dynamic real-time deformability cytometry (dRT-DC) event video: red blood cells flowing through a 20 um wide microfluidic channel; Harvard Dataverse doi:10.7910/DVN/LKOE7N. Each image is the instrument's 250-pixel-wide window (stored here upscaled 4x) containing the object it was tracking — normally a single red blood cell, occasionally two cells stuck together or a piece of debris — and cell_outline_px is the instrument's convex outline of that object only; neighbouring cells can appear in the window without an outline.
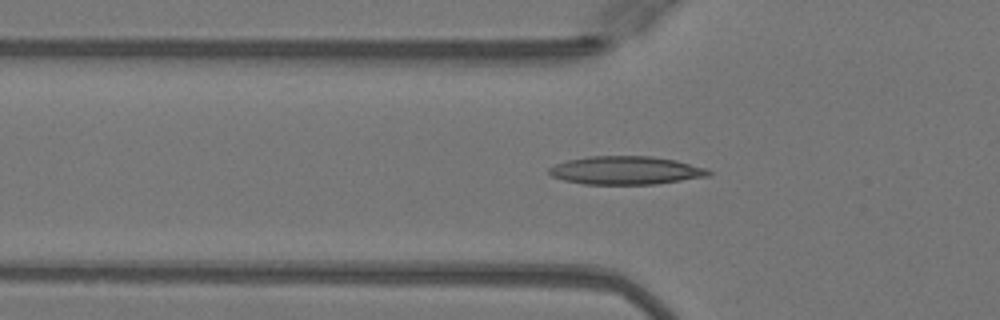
{"species": "Egyptian fruit bat (a non-hibernating species)", "species_latin": "Rousettus aegyptiacus", "temperature_condition": "warm", "stored_images_in_passage": 47, "camera_frame_rate_fps": 3000, "um_per_image_px": 0.085, "animal": {"sex": "female"}, "frame": {"image": 1, "passage_image": 17, "time_ms": 5.333, "image_size_px": [1000, 320], "cell_outline_px": [[712, 176], [656, 184], [584, 184], [564, 180], [552, 176], [548, 172], [548, 168], [556, 164], [568, 160], [588, 156], [652, 156], [676, 160], [708, 168], [712, 172]], "centroid_in_image_um": [53.25, 14.48], "position_along_channel_um": 72.5, "area_um2": 26.47}}
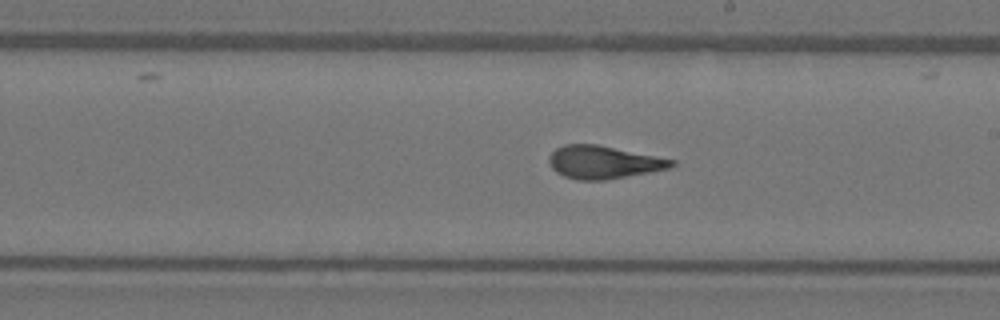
{"frame": {"image": 2, "passage_image": 29, "time_ms": 9.333, "image_size_px": [1000, 320], "cell_outline_px": [[676, 164], [668, 168], [648, 172], [604, 180], [576, 180], [564, 176], [556, 172], [552, 168], [548, 160], [548, 156], [556, 148], [564, 144], [596, 144], [676, 160]], "centroid_in_image_um": [51.25, 13.78], "position_along_channel_um": 237.7, "area_um2": 23.29}}
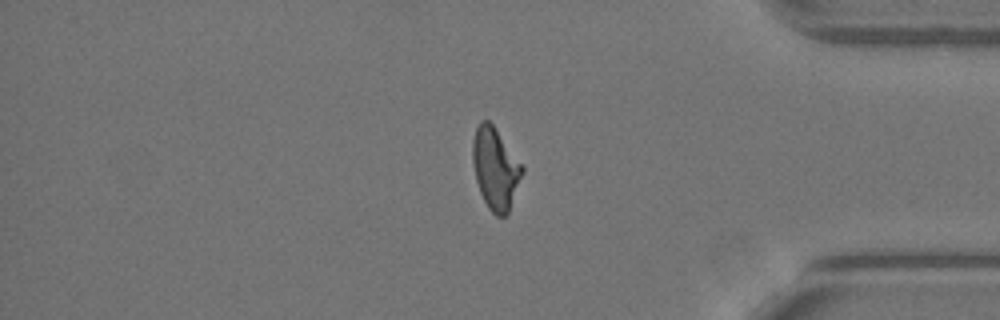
{"frame": {"image": 3, "passage_image": 42, "time_ms": 13.667, "image_size_px": [1000, 320], "cell_outline_px": [[524, 172], [508, 212], [504, 216], [496, 216], [488, 208], [480, 192], [476, 180], [472, 160], [472, 140], [476, 128], [480, 120], [488, 120], [492, 124], [524, 168]], "centroid_in_image_um": [42.09, 14.33], "position_along_channel_um": 393.1, "area_um2": 23.29}}